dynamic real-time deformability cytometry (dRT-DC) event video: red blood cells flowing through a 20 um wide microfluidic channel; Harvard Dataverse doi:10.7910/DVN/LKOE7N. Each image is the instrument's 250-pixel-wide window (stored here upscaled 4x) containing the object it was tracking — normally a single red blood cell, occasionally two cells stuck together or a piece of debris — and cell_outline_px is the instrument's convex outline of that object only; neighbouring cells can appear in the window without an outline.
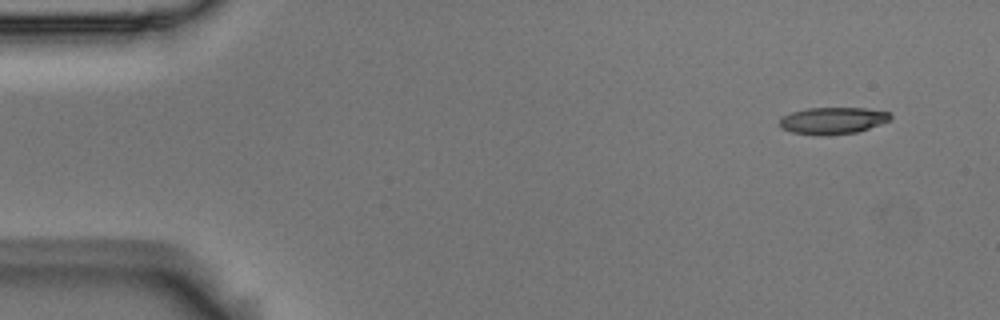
{"species": "Egyptian fruit bat (a non-hibernating species)", "species_latin": "Rousettus aegyptiacus", "temperature_condition": "room temperature", "stored_images_in_passage": 4, "camera_frame_rate_fps": 3000, "um_per_image_px": 0.085, "animal": {"sex": "male"}, "frame": {"image": 1, "passage_image": 1, "time_ms": 0.0, "image_size_px": [1000, 320], "cell_outline_px": [[892, 120], [856, 132], [824, 136], [820, 136], [792, 132], [780, 128], [780, 116], [792, 112], [808, 108], [864, 108], [892, 112]], "centroid_in_image_um": [70.79, 10.25], "position_along_channel_um": 14.2, "area_um2": 17.51}}
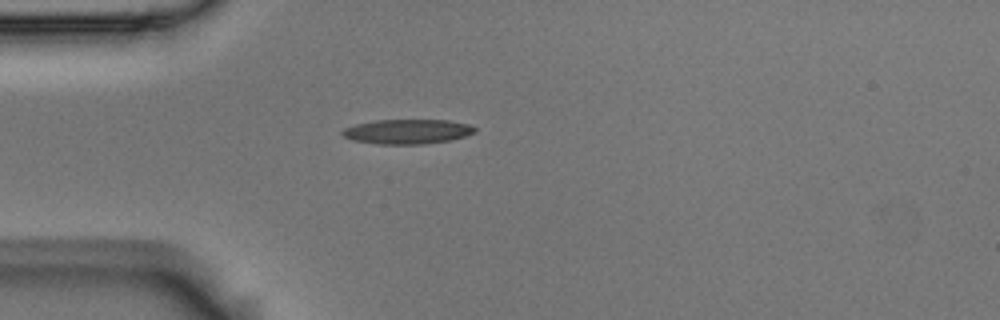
{"frame": {"image": 2, "passage_image": 3, "time_ms": 0.667, "image_size_px": [1000, 320], "cell_outline_px": [[476, 132], [464, 136], [448, 140], [420, 144], [380, 144], [352, 140], [344, 136], [340, 132], [344, 128], [356, 124], [376, 120], [448, 120], [472, 124], [476, 128]], "centroid_in_image_um": [34.64, 11.17], "position_along_channel_um": 50.4, "area_um2": 18.96}}